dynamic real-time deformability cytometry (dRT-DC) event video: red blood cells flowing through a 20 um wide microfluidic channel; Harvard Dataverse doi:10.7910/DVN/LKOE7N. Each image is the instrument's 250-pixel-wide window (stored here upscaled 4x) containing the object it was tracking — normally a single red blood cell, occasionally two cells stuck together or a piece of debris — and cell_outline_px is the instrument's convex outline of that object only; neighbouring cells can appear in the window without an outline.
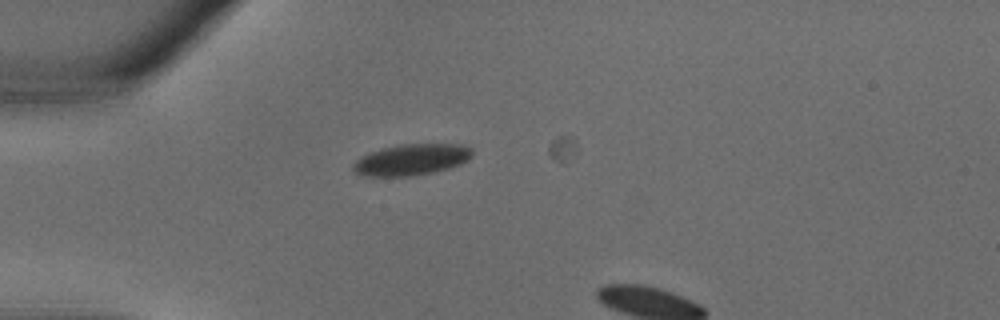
{"species": "common noctule bat (a hibernating species)", "species_latin": "Nyctalus noctula", "temperature_condition": "warm", "stored_images_in_passage": 6, "camera_frame_rate_fps": 3000, "um_per_image_px": 0.085, "animal": {"sex": "male", "body_mass_g": 18.8}, "frame": {"image": 1, "passage_image": 4, "time_ms": 1.0, "image_size_px": [1000, 320], "cell_outline_px": [[472, 156], [468, 160], [460, 164], [448, 168], [432, 172], [408, 176], [364, 176], [356, 172], [352, 168], [352, 164], [360, 156], [384, 148], [400, 144], [464, 144], [472, 148]], "centroid_in_image_um": [34.99, 13.56], "position_along_channel_um": 50.0, "area_um2": 21.56}}